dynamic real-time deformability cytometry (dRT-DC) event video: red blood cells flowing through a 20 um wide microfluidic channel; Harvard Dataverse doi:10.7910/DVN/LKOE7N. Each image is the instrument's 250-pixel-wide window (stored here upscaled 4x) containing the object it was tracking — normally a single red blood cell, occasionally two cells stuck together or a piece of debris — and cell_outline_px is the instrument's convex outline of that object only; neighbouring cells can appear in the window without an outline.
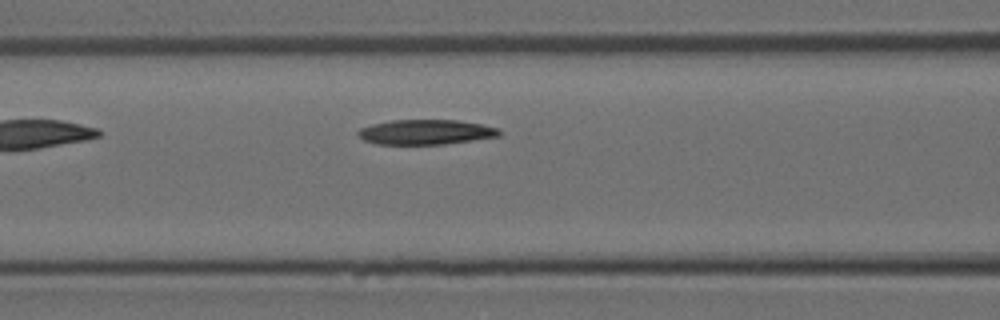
{"species": "Egyptian fruit bat (a non-hibernating species)", "species_latin": "Rousettus aegyptiacus", "temperature_condition": "room temperature", "stored_images_in_passage": 6, "camera_frame_rate_fps": 3000, "um_per_image_px": 0.085, "animal": {"sex": "female"}, "frame": {"image": 1, "passage_image": 6, "time_ms": 1.667, "image_size_px": [1000, 320], "cell_outline_px": [[500, 136], [444, 144], [376, 144], [364, 140], [356, 132], [360, 128], [372, 124], [392, 120], [456, 120], [480, 124], [496, 128], [500, 132]], "centroid_in_image_um": [36.15, 11.22], "position_along_channel_um": 130.4, "area_um2": 20.29}}